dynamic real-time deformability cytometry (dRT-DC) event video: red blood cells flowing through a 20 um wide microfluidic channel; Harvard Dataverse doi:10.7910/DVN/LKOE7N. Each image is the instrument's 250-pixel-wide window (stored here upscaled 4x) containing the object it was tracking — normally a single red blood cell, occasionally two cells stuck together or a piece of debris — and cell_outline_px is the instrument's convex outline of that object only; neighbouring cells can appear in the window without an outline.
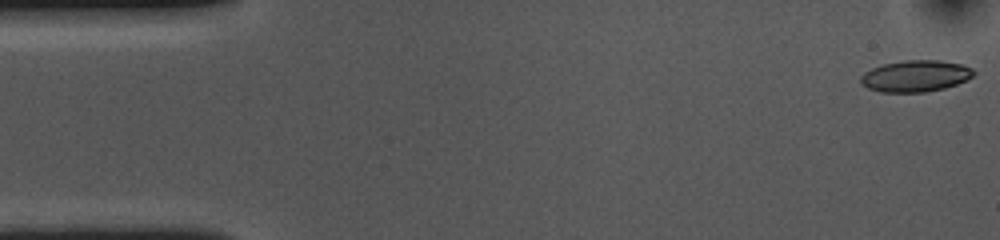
{"species": "common noctule bat (a hibernating species)", "species_latin": "Nyctalus noctula", "temperature_condition": "cold", "stored_images_in_passage": 54, "camera_frame_rate_fps": 3000, "um_per_image_px": 0.085, "animal": {"sex": "female", "body_mass_g": 10.0, "forearm_length_mm": 53.1}, "frame": {"image": 1, "passage_image": 1, "time_ms": 0.0, "image_size_px": [1000, 240], "cell_outline_px": [[976, 72], [968, 80], [944, 88], [924, 92], [880, 92], [868, 88], [860, 84], [860, 76], [864, 72], [872, 68], [884, 64], [904, 60], [940, 60], [960, 64], [972, 68]], "centroid_in_image_um": [77.8, 6.46], "position_along_channel_um": 7.2, "area_um2": 20.81}}
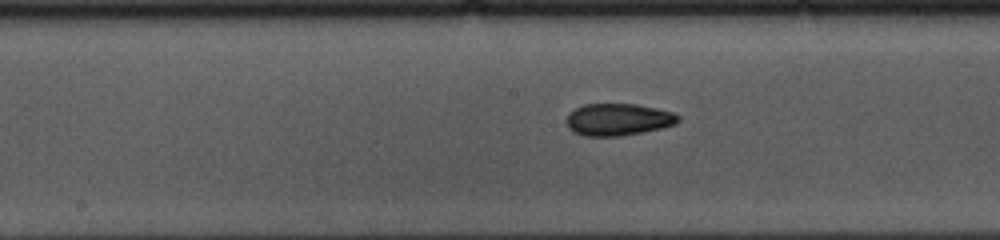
{"frame": {"image": 2, "passage_image": 26, "time_ms": 8.333, "image_size_px": [1000, 240], "cell_outline_px": [[680, 120], [676, 124], [660, 128], [620, 136], [584, 136], [572, 132], [568, 128], [568, 112], [584, 104], [636, 104], [656, 108], [672, 112], [680, 116]], "centroid_in_image_um": [52.53, 10.16], "position_along_channel_um": 195.7, "area_um2": 20.81}}
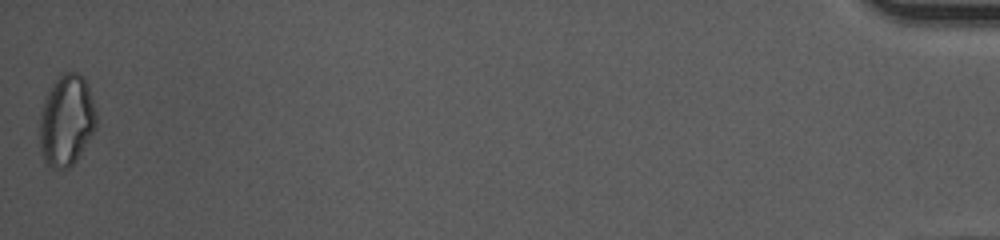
{"frame": {"image": 3, "passage_image": 54, "time_ms": 17.667, "image_size_px": [1000, 240], "cell_outline_px": [[96, 128], [76, 160], [68, 168], [48, 172], [40, 148], [40, 116], [44, 100], [48, 92], [60, 72], [80, 72], [88, 84], [96, 112]], "centroid_in_image_um": [5.64, 10.27], "position_along_channel_um": 429.6, "area_um2": 30.52}, "authors_computed_cell_mechanics": {"area_um2": 20.8658, "velocity_mm_per_s": 3.6054, "shape_relaxation_time_tau1_ms": 7.0466, "shape_relaxation_time_tau2_ms": 4.1754, "deformation_change_tau1": 0.1338, "deformation_change_tau2": 0.07}}